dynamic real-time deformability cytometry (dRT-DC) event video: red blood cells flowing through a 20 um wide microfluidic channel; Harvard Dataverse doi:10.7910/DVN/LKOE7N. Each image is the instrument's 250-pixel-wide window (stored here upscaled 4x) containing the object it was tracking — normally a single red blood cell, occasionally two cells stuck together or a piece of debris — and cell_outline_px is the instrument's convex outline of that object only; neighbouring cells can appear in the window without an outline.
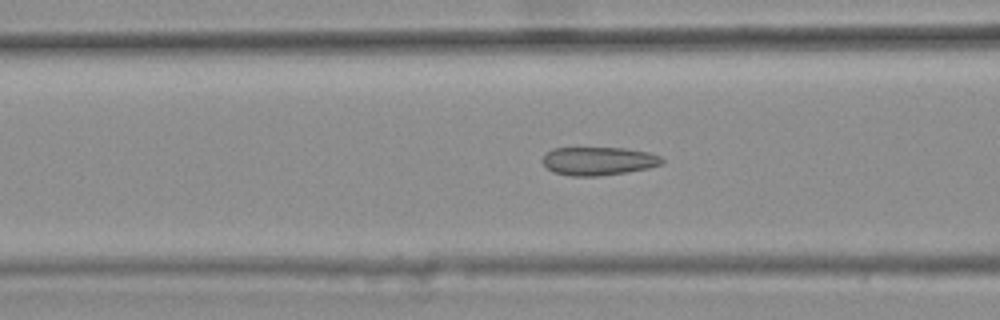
{"species": "common noctule bat (a hibernating species)", "species_latin": "Nyctalus noctula", "temperature_condition": "warm", "stored_images_in_passage": 47, "camera_frame_rate_fps": 3000, "um_per_image_px": 0.085, "animal": {"sex": "female", "body_mass_g": 25.1}, "frame": {"image": 1, "passage_image": 21, "time_ms": 6.667, "image_size_px": [1000, 320], "cell_outline_px": [[664, 160], [660, 164], [648, 168], [628, 172], [596, 176], [572, 176], [552, 172], [540, 160], [552, 148], [624, 148], [648, 152], [660, 156]], "centroid_in_image_um": [50.85, 13.69], "position_along_channel_um": 115.8, "area_um2": 19.65}}
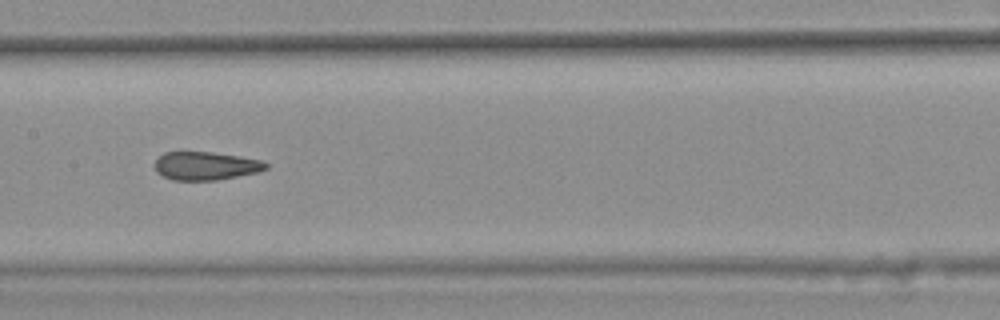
{"frame": {"image": 2, "passage_image": 27, "time_ms": 8.667, "image_size_px": [1000, 320], "cell_outline_px": [[268, 168], [260, 172], [216, 180], [172, 180], [156, 172], [156, 160], [164, 152], [212, 152], [240, 156], [264, 160], [268, 164]], "centroid_in_image_um": [17.54, 14.1], "position_along_channel_um": 189.9, "area_um2": 18.38}}
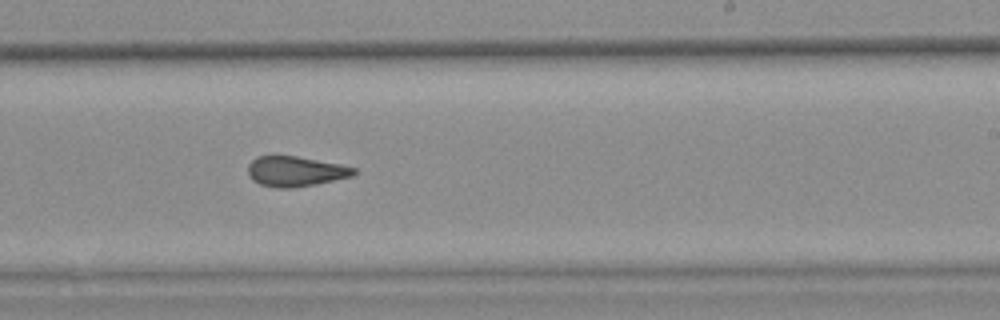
{"frame": {"image": 3, "passage_image": 33, "time_ms": 10.667, "image_size_px": [1000, 320], "cell_outline_px": [[356, 172], [352, 176], [316, 184], [292, 188], [276, 188], [260, 184], [252, 180], [248, 172], [248, 164], [256, 156], [296, 156], [340, 164], [356, 168]], "centroid_in_image_um": [25.1, 14.57], "position_along_channel_um": 263.9, "area_um2": 18.55}, "authors_computed_cell_mechanics": {"area_um2": 19.4786, "velocity_mm_per_s": 3.7112, "shape_relaxation_time_tau1_ms": null, "shape_relaxation_time_tau2_ms": 2.1036, "deformation_change_tau1": null, "deformation_change_tau2": 0.0966}}